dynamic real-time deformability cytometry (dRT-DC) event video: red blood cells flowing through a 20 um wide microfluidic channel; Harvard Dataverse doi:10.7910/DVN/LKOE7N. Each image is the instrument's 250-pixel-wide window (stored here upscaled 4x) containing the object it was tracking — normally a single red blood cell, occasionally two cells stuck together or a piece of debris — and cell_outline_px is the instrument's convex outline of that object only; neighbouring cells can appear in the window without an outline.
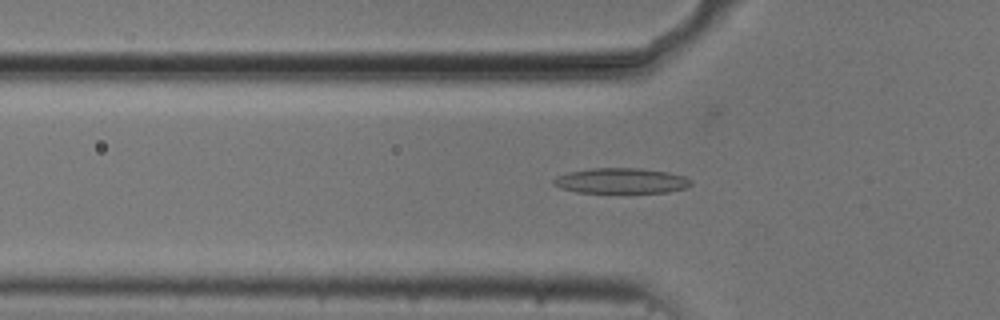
{"species": "common noctule bat (a hibernating species)", "species_latin": "Nyctalus noctula", "temperature_condition": "cold", "stored_images_in_passage": 45, "camera_frame_rate_fps": 3000, "um_per_image_px": 0.085, "animal": {"sex": "male", "body_mass_g": 20.5, "forearm_length_mm": 52.5}, "frame": {"image": 1, "passage_image": 9, "time_ms": 2.667, "image_size_px": [1000, 320], "cell_outline_px": [[692, 184], [688, 188], [668, 192], [576, 192], [560, 188], [552, 184], [552, 180], [556, 176], [568, 172], [592, 168], [640, 168], [668, 172], [684, 176], [692, 180]], "centroid_in_image_um": [52.8, 15.36], "position_along_channel_um": 73.0, "area_um2": 20.4}}
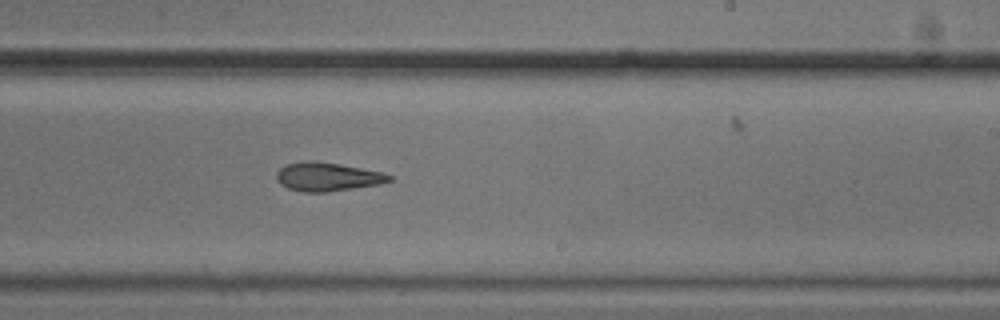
{"frame": {"image": 2, "passage_image": 24, "time_ms": 7.667, "image_size_px": [1000, 320], "cell_outline_px": [[392, 180], [380, 184], [328, 192], [304, 192], [288, 188], [280, 184], [276, 180], [276, 172], [284, 164], [304, 160], [308, 160], [340, 164], [380, 172], [392, 176]], "centroid_in_image_um": [27.77, 15.02], "position_along_channel_um": 261.2, "area_um2": 18.84}}
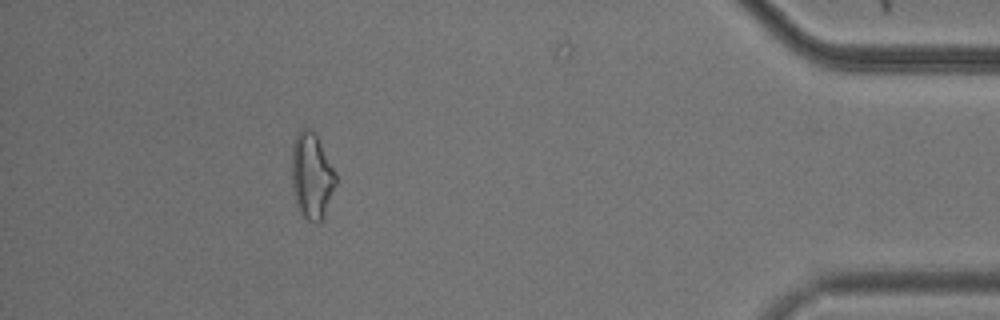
{"frame": {"image": 3, "passage_image": 40, "time_ms": 13.0, "image_size_px": [1000, 320], "cell_outline_px": [[336, 184], [324, 212], [320, 220], [316, 224], [308, 220], [300, 212], [296, 204], [292, 188], [292, 144], [300, 128], [312, 128], [316, 132], [336, 172]], "centroid_in_image_um": [26.48, 14.87], "position_along_channel_um": 408.7, "area_um2": 22.14}, "authors_computed_cell_mechanics": {"area_um2": 19.3052, "velocity_mm_per_s": 3.7472, "shape_relaxation_time_tau1_ms": 8.5204, "shape_relaxation_time_tau2_ms": 3.5563, "deformation_change_tau1": 0.2102, "deformation_change_tau2": 0.1155}}